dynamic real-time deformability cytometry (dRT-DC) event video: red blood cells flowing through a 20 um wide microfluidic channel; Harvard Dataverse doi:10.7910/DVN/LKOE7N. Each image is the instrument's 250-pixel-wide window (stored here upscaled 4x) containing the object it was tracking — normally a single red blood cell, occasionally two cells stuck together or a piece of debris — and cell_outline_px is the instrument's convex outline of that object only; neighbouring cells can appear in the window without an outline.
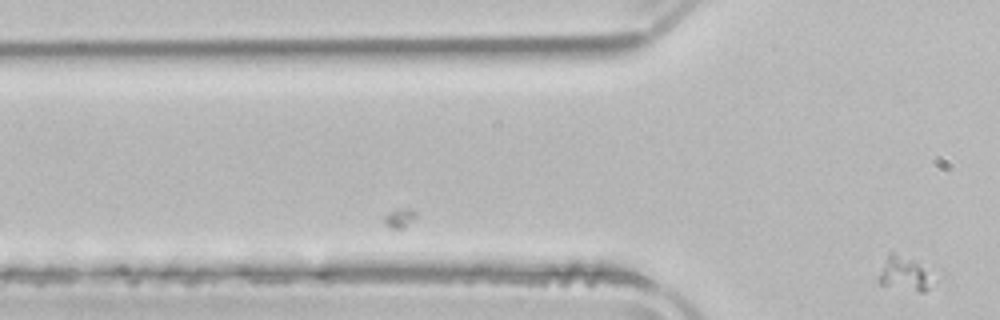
{"species": "common noctule bat (a hibernating species)", "species_latin": "Nyctalus noctula", "temperature_condition": "room temperature", "stored_images_in_passage": 2, "camera_frame_rate_fps": 3000, "um_per_image_px": 0.085, "animal": {"sex": "male", "body_mass_g": 21.5, "forearm_length_mm": 52.0}, "frame": {"image": 1, "passage_image": 2, "time_ms": 0.333, "image_size_px": [1000, 320], "cell_outline_px": [[944, 276], [924, 292], [920, 292], [880, 284], [876, 280], [888, 252], [892, 252], [944, 268]], "centroid_in_image_um": [77.24, 23.22], "position_along_channel_um": 48.6, "area_um2": 12.83}}